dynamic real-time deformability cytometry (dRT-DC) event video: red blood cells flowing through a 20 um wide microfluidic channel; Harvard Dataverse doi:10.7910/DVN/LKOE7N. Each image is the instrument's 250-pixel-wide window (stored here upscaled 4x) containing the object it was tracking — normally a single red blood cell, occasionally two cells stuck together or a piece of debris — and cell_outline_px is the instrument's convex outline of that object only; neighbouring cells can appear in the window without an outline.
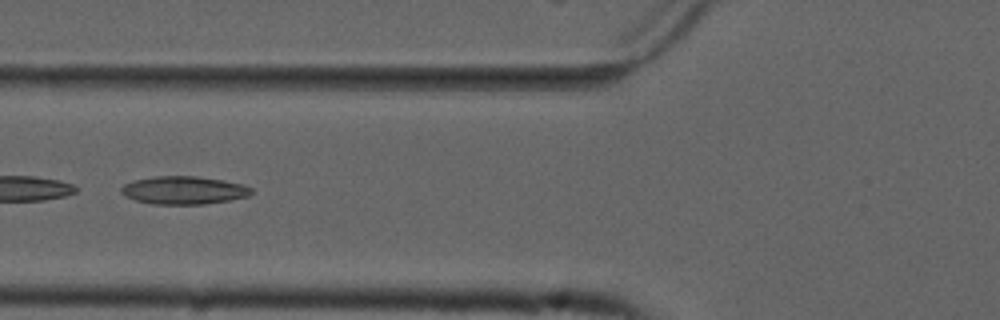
{"species": "common noctule bat (a hibernating species)", "species_latin": "Nyctalus noctula", "temperature_condition": "cold", "stored_images_in_passage": 29, "camera_frame_rate_fps": 3000, "um_per_image_px": 0.085, "animal": {"sex": "male", "forearm_length_mm": 52.5}, "frame": {"image": 1, "passage_image": 21, "time_ms": 6.667, "image_size_px": [1000, 320], "cell_outline_px": [[252, 192], [248, 196], [228, 200], [204, 204], [152, 204], [136, 200], [120, 192], [120, 188], [124, 184], [136, 180], [156, 176], [196, 176], [244, 184], [252, 188]], "centroid_in_image_um": [15.63, 16.17], "position_along_channel_um": 110.2, "area_um2": 20.98}}